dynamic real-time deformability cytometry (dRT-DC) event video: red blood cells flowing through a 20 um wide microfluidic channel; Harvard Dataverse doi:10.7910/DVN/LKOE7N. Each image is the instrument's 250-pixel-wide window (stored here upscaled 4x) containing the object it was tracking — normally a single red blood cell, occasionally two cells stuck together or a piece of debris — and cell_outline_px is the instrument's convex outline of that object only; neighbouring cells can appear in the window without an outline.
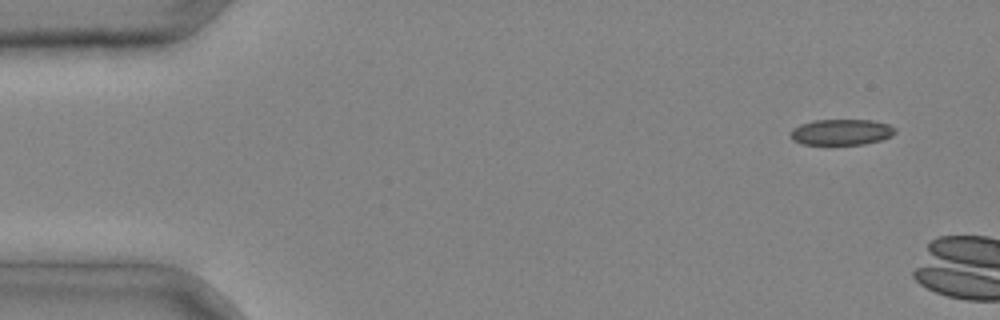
{"species": "common noctule bat (a hibernating species)", "species_latin": "Nyctalus noctula", "temperature_condition": "cold", "stored_images_in_passage": 2, "camera_frame_rate_fps": 3000, "um_per_image_px": 0.085, "animal": {"sex": "male", "body_mass_g": 20.4}, "frame": {"image": 1, "passage_image": 1, "time_ms": 0.0, "image_size_px": [1000, 320], "cell_outline_px": [[896, 132], [892, 136], [880, 140], [864, 144], [800, 144], [792, 140], [792, 128], [800, 124], [812, 120], [872, 120], [888, 124], [896, 128]], "centroid_in_image_um": [71.52, 11.22], "position_along_channel_um": 13.5, "area_um2": 15.78}}